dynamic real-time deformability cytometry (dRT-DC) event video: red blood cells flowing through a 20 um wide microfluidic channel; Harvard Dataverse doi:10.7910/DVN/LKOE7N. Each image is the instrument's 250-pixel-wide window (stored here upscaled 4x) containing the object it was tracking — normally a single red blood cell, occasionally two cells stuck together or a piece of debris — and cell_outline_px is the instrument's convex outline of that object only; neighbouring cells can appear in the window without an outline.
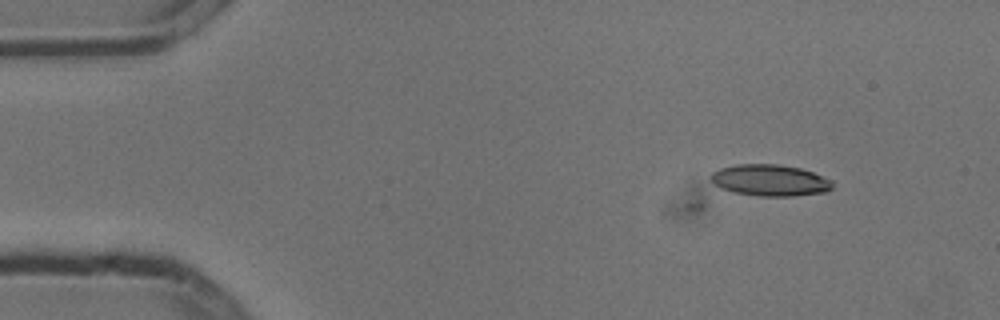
{"species": "common noctule bat (a hibernating species)", "species_latin": "Nyctalus noctula", "temperature_condition": "cold", "stored_images_in_passage": 16, "camera_frame_rate_fps": 3000, "um_per_image_px": 0.085, "animal": {"sex": "male", "body_mass_g": 13.3}, "frame": {"image": 1, "passage_image": 4, "time_ms": 1.0, "image_size_px": [1000, 320], "cell_outline_px": [[832, 188], [828, 192], [792, 196], [756, 196], [732, 192], [720, 188], [712, 184], [708, 180], [708, 176], [712, 172], [720, 168], [736, 164], [780, 164], [800, 168], [812, 172], [832, 180]], "centroid_in_image_um": [65.39, 15.33], "position_along_channel_um": 19.6, "area_um2": 22.72}}
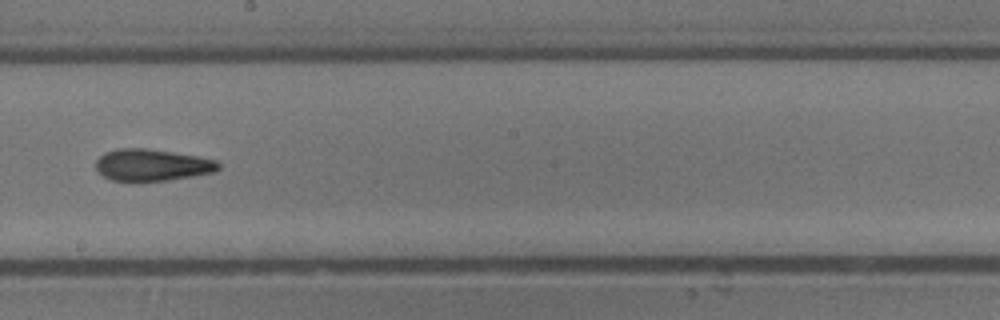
{"frame": {"image": 2, "passage_image": 10, "time_ms": 3.0, "image_size_px": [1000, 320], "cell_outline_px": [[220, 168], [216, 172], [168, 180], [132, 184], [112, 180], [104, 176], [96, 168], [96, 160], [104, 152], [116, 148], [144, 148], [172, 152], [196, 156], [216, 160], [220, 164]], "centroid_in_image_um": [12.89, 14.06], "position_along_channel_um": 235.3, "area_um2": 23.29}}
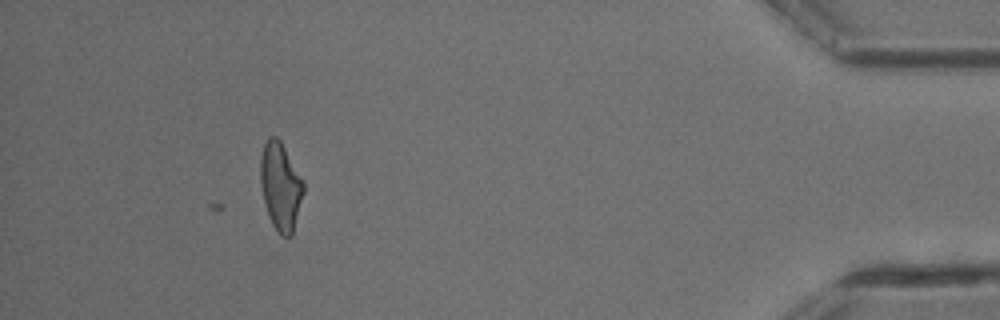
{"frame": {"image": 3, "passage_image": 15, "time_ms": 4.667, "image_size_px": [1000, 320], "cell_outline_px": [[304, 192], [292, 236], [280, 236], [276, 232], [268, 216], [260, 184], [260, 156], [264, 144], [268, 136], [276, 136], [280, 140], [304, 184]], "centroid_in_image_um": [23.82, 15.86], "position_along_channel_um": 411.4, "area_um2": 21.96}}